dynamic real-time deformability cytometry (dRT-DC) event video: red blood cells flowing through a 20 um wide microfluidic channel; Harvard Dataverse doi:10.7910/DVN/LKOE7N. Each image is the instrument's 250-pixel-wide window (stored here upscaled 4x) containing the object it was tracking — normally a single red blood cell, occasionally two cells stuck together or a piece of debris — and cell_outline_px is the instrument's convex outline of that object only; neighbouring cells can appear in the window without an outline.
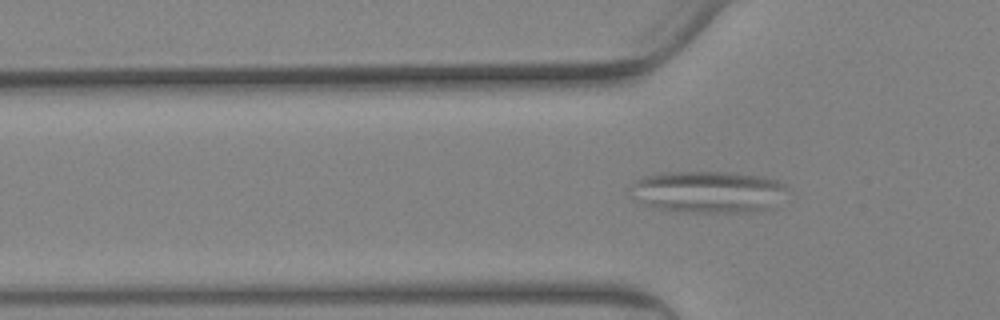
{"species": "Egyptian fruit bat (a non-hibernating species)", "species_latin": "Rousettus aegyptiacus", "temperature_condition": "warm", "stored_images_in_passage": 56, "camera_frame_rate_fps": 3000, "um_per_image_px": 0.085, "animal": {"sex": "female"}, "frame": {"image": 1, "passage_image": 6, "time_ms": 1.667, "image_size_px": [1000, 320], "cell_outline_px": [[788, 188], [776, 208], [768, 212], [676, 212], [656, 208], [640, 204], [632, 196], [632, 184], [636, 180], [648, 176], [668, 172], [732, 172], [760, 176], [776, 180], [784, 184]], "centroid_in_image_um": [60.26, 16.34], "position_along_channel_um": 65.5, "area_um2": 38.9}}
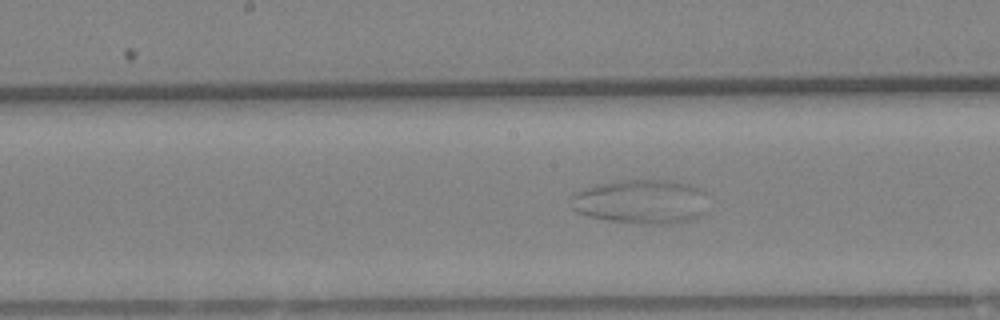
{"frame": {"image": 2, "passage_image": 24, "time_ms": 7.667, "image_size_px": [1000, 320], "cell_outline_px": [[704, 212], [688, 220], [664, 224], [644, 224], [608, 220], [588, 216], [576, 212], [572, 208], [572, 196], [576, 192], [596, 184], [624, 180], [672, 180], [688, 184], [700, 188], [704, 192]], "centroid_in_image_um": [54.46, 17.13], "position_along_channel_um": 193.7, "area_um2": 35.03}}
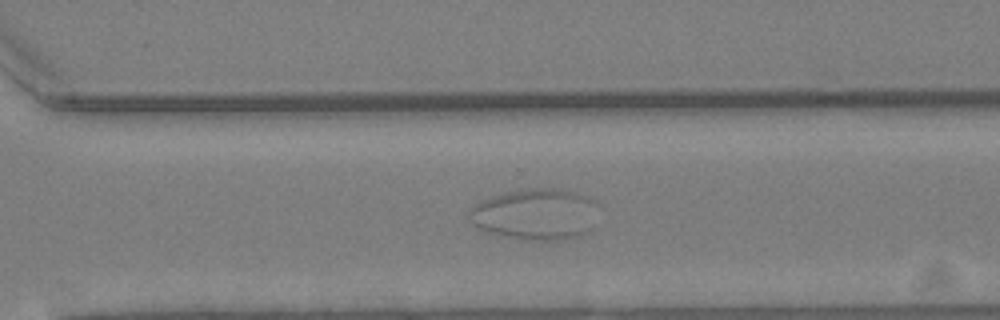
{"frame": {"image": 3, "passage_image": 42, "time_ms": 13.667, "image_size_px": [1000, 320], "cell_outline_px": [[596, 228], [592, 232], [576, 236], [556, 240], [528, 240], [504, 236], [488, 232], [480, 228], [468, 220], [468, 208], [472, 204], [480, 200], [492, 196], [528, 188], [560, 188], [592, 196]], "centroid_in_image_um": [45.51, 18.2], "position_along_channel_um": 325.1, "area_um2": 38.96}}